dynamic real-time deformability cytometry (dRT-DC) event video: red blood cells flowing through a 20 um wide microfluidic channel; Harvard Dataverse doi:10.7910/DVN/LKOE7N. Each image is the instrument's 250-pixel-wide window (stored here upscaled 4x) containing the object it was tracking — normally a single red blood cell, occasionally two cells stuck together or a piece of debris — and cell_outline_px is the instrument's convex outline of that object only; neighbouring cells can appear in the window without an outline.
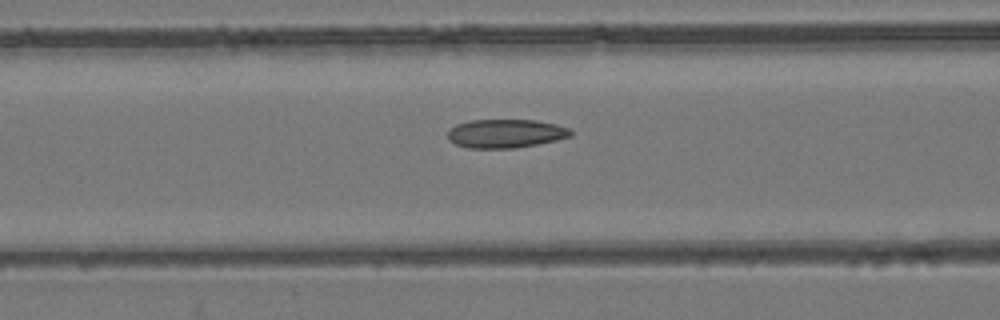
{"species": "common noctule bat (a hibernating species)", "species_latin": "Nyctalus noctula", "temperature_condition": "room temperature", "stored_images_in_passage": 45, "camera_frame_rate_fps": 3000, "um_per_image_px": 0.085, "animal": {"sex": "female", "body_mass_g": 24.6, "forearm_length_mm": 56.2}, "frame": {"image": 1, "passage_image": 13, "time_ms": 4.0, "image_size_px": [1000, 320], "cell_outline_px": [[572, 136], [556, 140], [536, 144], [512, 148], [468, 148], [456, 144], [448, 140], [448, 132], [456, 124], [468, 120], [536, 120], [556, 124], [568, 128], [572, 132]], "centroid_in_image_um": [42.96, 11.34], "position_along_channel_um": 123.6, "area_um2": 20.46}}
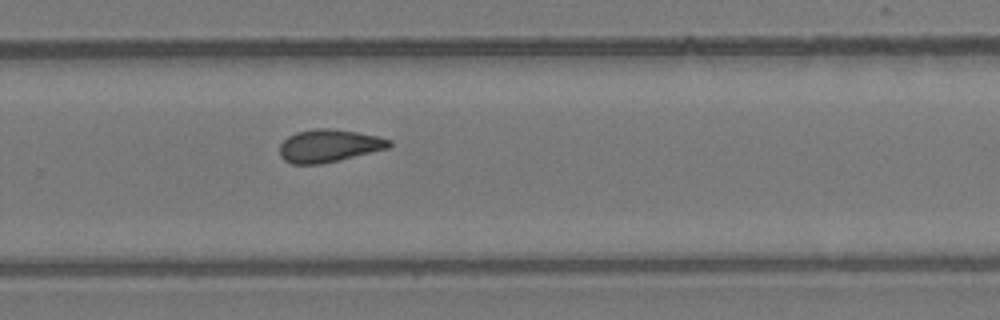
{"frame": {"image": 2, "passage_image": 27, "time_ms": 8.667, "image_size_px": [1000, 320], "cell_outline_px": [[392, 144], [388, 148], [320, 164], [292, 164], [284, 160], [280, 156], [280, 144], [288, 136], [296, 132], [316, 128], [332, 128], [356, 132], [376, 136], [392, 140]], "centroid_in_image_um": [27.93, 12.38], "position_along_channel_um": 301.9, "area_um2": 20.69}}
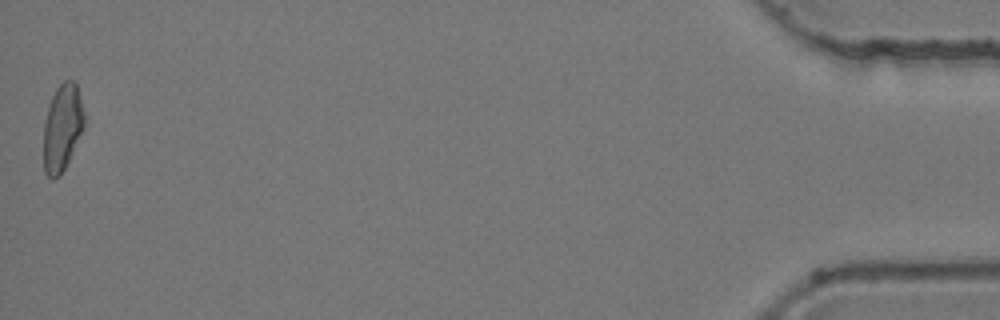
{"frame": {"image": 3, "passage_image": 45, "time_ms": 14.667, "image_size_px": [1000, 320], "cell_outline_px": [[84, 128], [60, 176], [52, 180], [44, 172], [44, 120], [52, 96], [56, 88], [64, 80], [76, 80], [84, 112]], "centroid_in_image_um": [5.29, 10.82], "position_along_channel_um": 429.9, "area_um2": 20.58}, "authors_computed_cell_mechanics": {"area_um2": 20.808, "velocity_mm_per_s": 3.8294, "shape_relaxation_time_tau1_ms": null, "shape_relaxation_time_tau2_ms": 3.6922, "deformation_change_tau1": null, "deformation_change_tau2": 0.1035}}